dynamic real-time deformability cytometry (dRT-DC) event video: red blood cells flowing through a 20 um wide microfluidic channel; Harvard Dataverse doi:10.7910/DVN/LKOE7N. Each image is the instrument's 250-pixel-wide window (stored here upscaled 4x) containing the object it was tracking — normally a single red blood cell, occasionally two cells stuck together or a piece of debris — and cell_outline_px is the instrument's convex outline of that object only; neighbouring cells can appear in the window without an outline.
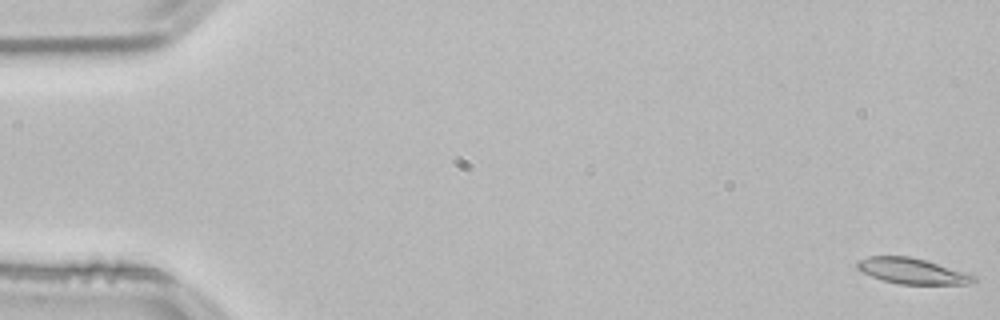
{"species": "common noctule bat (a hibernating species)", "species_latin": "Nyctalus noctula", "temperature_condition": "room temperature", "stored_images_in_passage": 54, "camera_frame_rate_fps": 3000, "um_per_image_px": 0.085, "animal": {"sex": "male", "body_mass_g": 21.5, "forearm_length_mm": 52.0}, "frame": {"image": 1, "passage_image": 1, "time_ms": 0.0, "image_size_px": [1000, 320], "cell_outline_px": [[976, 280], [964, 284], [900, 284], [884, 280], [872, 276], [856, 268], [856, 260], [868, 256], [908, 256], [972, 272], [976, 276]], "centroid_in_image_um": [77.58, 23.02], "position_along_channel_um": 7.4, "area_um2": 17.57}}
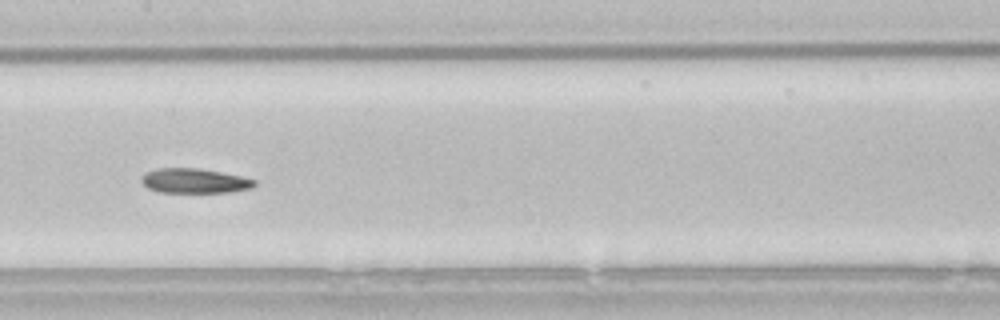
{"frame": {"image": 2, "passage_image": 27, "time_ms": 8.667, "image_size_px": [1000, 320], "cell_outline_px": [[256, 184], [252, 188], [228, 192], [160, 192], [148, 188], [140, 180], [140, 176], [156, 168], [200, 168], [240, 176], [256, 180]], "centroid_in_image_um": [16.52, 15.37], "position_along_channel_um": 190.9, "area_um2": 16.18}}
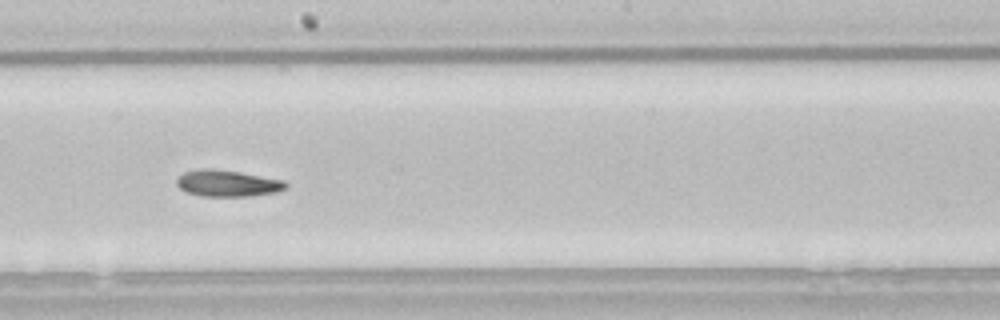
{"frame": {"image": 3, "passage_image": 30, "time_ms": 9.667, "image_size_px": [1000, 320], "cell_outline_px": [[288, 188], [272, 192], [248, 196], [204, 196], [188, 192], [180, 188], [176, 184], [176, 180], [184, 172], [200, 168], [212, 168], [240, 172], [284, 180], [288, 184]], "centroid_in_image_um": [19.33, 15.57], "position_along_channel_um": 228.9, "area_um2": 16.7}, "authors_computed_cell_mechanics": {"area_um2": 17.051, "velocity_mm_per_s": 3.8187, "shape_relaxation_time_tau1_ms": null, "shape_relaxation_time_tau2_ms": 5.778, "deformation_change_tau1": null, "deformation_change_tau2": 0.1175}}